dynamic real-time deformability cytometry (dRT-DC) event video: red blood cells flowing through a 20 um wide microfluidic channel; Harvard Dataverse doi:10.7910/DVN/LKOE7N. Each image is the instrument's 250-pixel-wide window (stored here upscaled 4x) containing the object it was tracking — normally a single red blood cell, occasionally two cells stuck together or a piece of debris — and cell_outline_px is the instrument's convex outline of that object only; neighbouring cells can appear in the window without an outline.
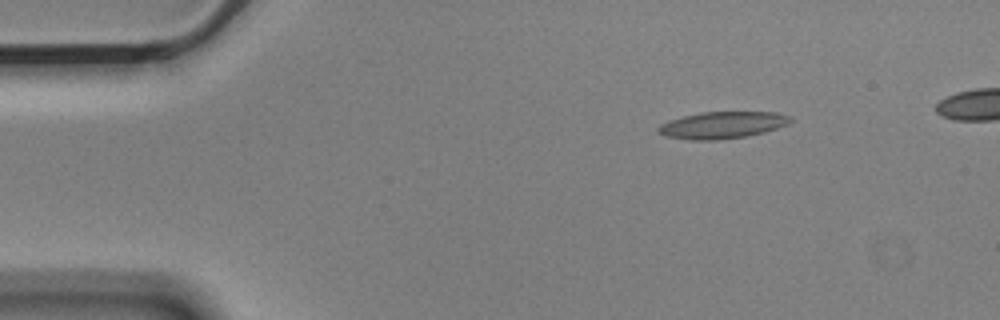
{"species": "Egyptian fruit bat (a non-hibernating species)", "species_latin": "Rousettus aegyptiacus", "temperature_condition": "cold", "stored_images_in_passage": 7, "camera_frame_rate_fps": 3000, "um_per_image_px": 0.085, "animal": {"sex": "male"}, "frame": {"image": 1, "passage_image": 1, "time_ms": 0.0, "image_size_px": [1000, 320], "cell_outline_px": [[792, 120], [788, 124], [764, 132], [744, 136], [716, 140], [688, 140], [664, 136], [656, 132], [656, 128], [660, 124], [668, 120], [700, 112], [776, 112], [792, 116]], "centroid_in_image_um": [61.35, 10.63], "position_along_channel_um": 23.7, "area_um2": 20.81}}
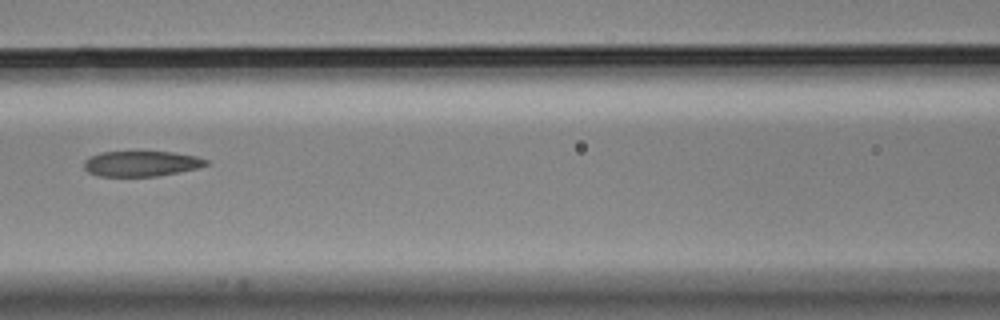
{"frame": {"image": 2, "passage_image": 6, "time_ms": 1.667, "image_size_px": [1000, 320], "cell_outline_px": [[208, 164], [196, 168], [156, 176], [100, 176], [88, 172], [84, 168], [84, 160], [88, 156], [100, 152], [172, 152], [196, 156], [208, 160]], "centroid_in_image_um": [11.96, 13.9], "position_along_channel_um": 154.6, "area_um2": 17.92}}
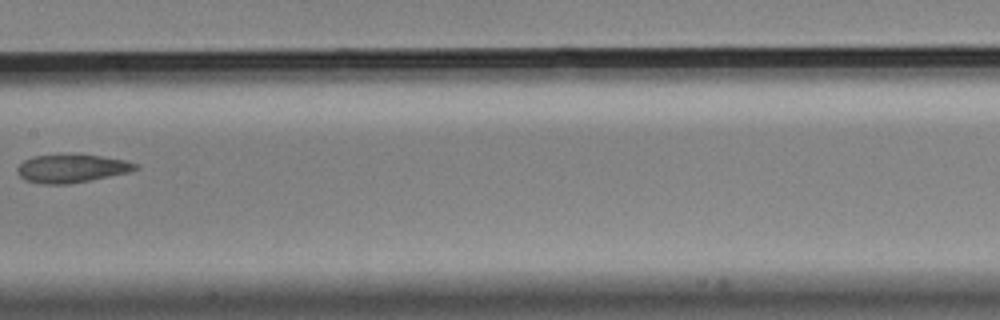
{"frame": {"image": 3, "passage_image": 7, "time_ms": 2.0, "image_size_px": [1000, 320], "cell_outline_px": [[136, 168], [128, 172], [68, 184], [40, 184], [24, 180], [16, 172], [16, 168], [24, 160], [32, 156], [100, 156], [124, 160], [136, 164]], "centroid_in_image_um": [6.0, 14.35], "position_along_channel_um": 201.4, "area_um2": 18.73}}